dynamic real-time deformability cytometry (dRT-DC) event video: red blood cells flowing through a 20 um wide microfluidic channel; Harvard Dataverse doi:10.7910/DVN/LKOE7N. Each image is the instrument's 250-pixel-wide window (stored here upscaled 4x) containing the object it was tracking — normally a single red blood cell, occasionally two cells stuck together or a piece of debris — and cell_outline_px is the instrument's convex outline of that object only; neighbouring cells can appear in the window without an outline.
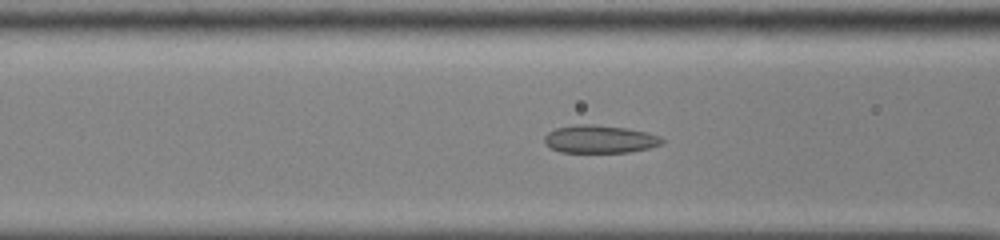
{"species": "common noctule bat (a hibernating species)", "species_latin": "Nyctalus noctula", "temperature_condition": "cold", "stored_images_in_passage": 29, "camera_frame_rate_fps": 3000, "um_per_image_px": 0.085, "animal": {"sex": "male", "body_mass_g": 13.0, "forearm_length_mm": 53.1}, "frame": {"image": 1, "passage_image": 5, "time_ms": 1.333, "image_size_px": [1000, 240], "cell_outline_px": [[664, 140], [660, 144], [648, 148], [628, 152], [560, 152], [544, 144], [544, 136], [548, 132], [556, 128], [576, 124], [592, 124], [624, 128], [644, 132], [660, 136]], "centroid_in_image_um": [50.92, 11.83], "position_along_channel_um": 115.7, "area_um2": 18.9}}
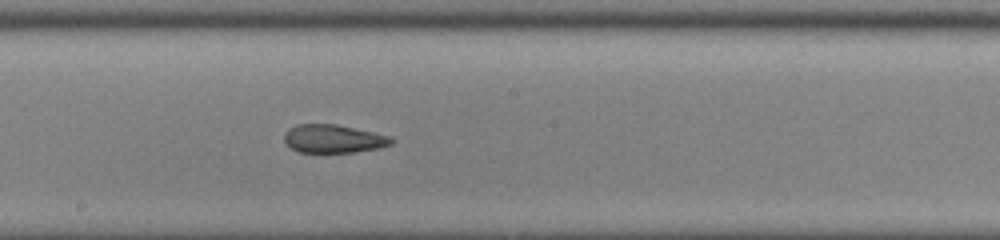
{"frame": {"image": 2, "passage_image": 13, "time_ms": 4.0, "image_size_px": [1000, 240], "cell_outline_px": [[396, 140], [392, 144], [380, 148], [356, 152], [296, 152], [284, 144], [284, 132], [288, 128], [296, 124], [336, 124], [392, 136]], "centroid_in_image_um": [28.33, 11.8], "position_along_channel_um": 219.9, "area_um2": 18.03}}
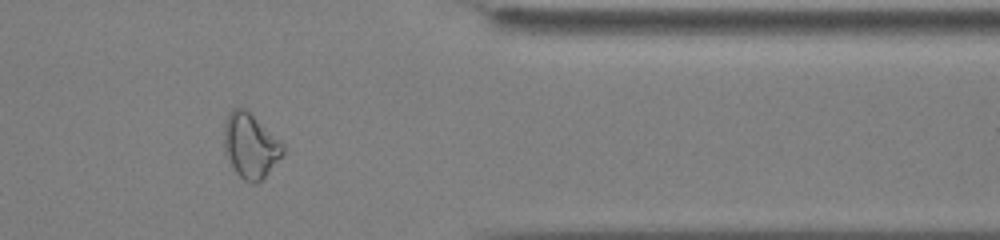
{"frame": {"image": 3, "passage_image": 27, "time_ms": 8.667, "image_size_px": [1000, 240], "cell_outline_px": [[284, 152], [268, 172], [256, 184], [252, 184], [244, 180], [236, 172], [224, 152], [224, 124], [228, 112], [232, 108], [240, 104], [280, 140], [284, 144]], "centroid_in_image_um": [21.25, 12.35], "position_along_channel_um": 390.1, "area_um2": 22.14}, "authors_computed_cell_mechanics": {"area_um2": 18.7272, "velocity_mm_per_s": 3.9127, "shape_relaxation_time_tau1_ms": null, "shape_relaxation_time_tau2_ms": 1.9201, "deformation_change_tau1": null, "deformation_change_tau2": 0.0839}}